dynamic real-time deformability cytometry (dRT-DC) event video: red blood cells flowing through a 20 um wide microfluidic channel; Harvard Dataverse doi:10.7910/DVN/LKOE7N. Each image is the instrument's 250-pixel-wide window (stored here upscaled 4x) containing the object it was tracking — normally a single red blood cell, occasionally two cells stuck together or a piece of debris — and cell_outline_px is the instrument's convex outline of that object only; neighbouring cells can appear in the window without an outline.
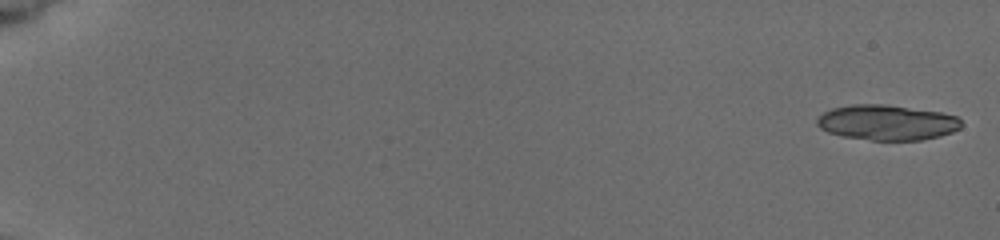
{"species": "common noctule bat (a hibernating species)", "species_latin": "Nyctalus noctula", "temperature_condition": "cold", "stored_images_in_passage": 10, "camera_frame_rate_fps": 3000, "um_per_image_px": 0.085, "animal": {"sex": "female", "body_mass_g": 19.5, "forearm_length_mm": 54.1}, "frame": {"image": 1, "passage_image": 1, "time_ms": 0.0, "image_size_px": [1000, 240], "cell_outline_px": [[964, 124], [960, 128], [952, 132], [940, 136], [920, 140], [872, 140], [844, 136], [828, 132], [820, 128], [816, 124], [816, 120], [824, 112], [832, 108], [852, 104], [884, 104], [940, 112], [956, 116]], "centroid_in_image_um": [75.4, 10.41], "position_along_channel_um": 9.6, "area_um2": 29.59}}
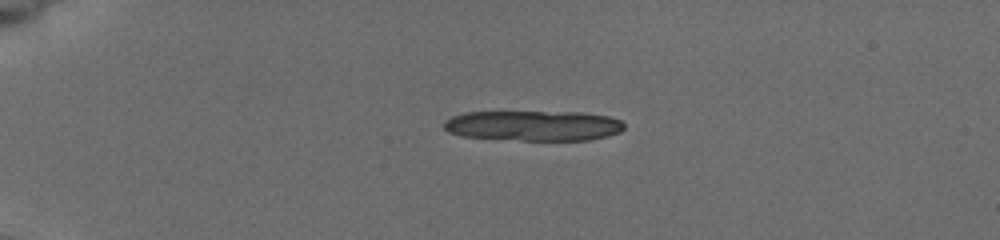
{"frame": {"image": 2, "passage_image": 5, "time_ms": 4.333, "image_size_px": [1000, 240], "cell_outline_px": [[624, 128], [620, 132], [608, 136], [588, 140], [524, 140], [464, 136], [448, 132], [444, 128], [444, 120], [452, 116], [464, 112], [584, 112], [608, 116], [620, 120], [624, 124]], "centroid_in_image_um": [45.36, 10.67], "position_along_channel_um": 39.6, "area_um2": 31.79}}
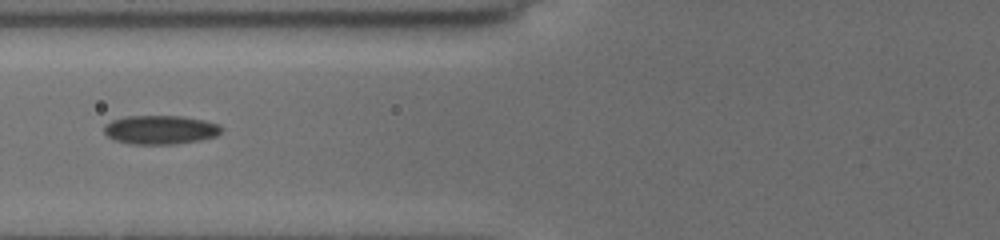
{"frame": {"image": 3, "passage_image": 9, "time_ms": 8.0, "image_size_px": [1000, 240], "cell_outline_px": [[220, 132], [216, 136], [200, 140], [172, 144], [132, 144], [112, 140], [104, 132], [104, 124], [112, 120], [124, 116], [180, 116], [204, 120], [220, 124]], "centroid_in_image_um": [13.59, 11.03], "position_along_channel_um": 112.2, "area_um2": 19.77}}